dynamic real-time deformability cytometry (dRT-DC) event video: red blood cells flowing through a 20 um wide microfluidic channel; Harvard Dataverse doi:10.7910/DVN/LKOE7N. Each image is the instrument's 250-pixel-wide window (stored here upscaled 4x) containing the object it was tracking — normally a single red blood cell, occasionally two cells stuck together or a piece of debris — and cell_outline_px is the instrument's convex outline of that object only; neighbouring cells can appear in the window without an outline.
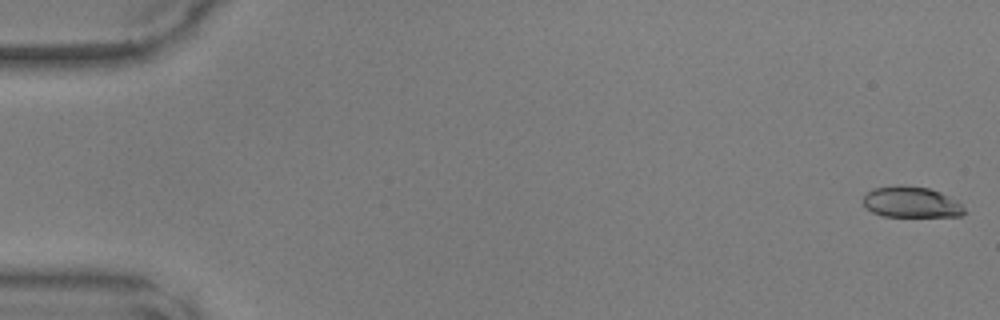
{"species": "common noctule bat (a hibernating species)", "species_latin": "Nyctalus noctula", "temperature_condition": "warm", "stored_images_in_passage": 49, "camera_frame_rate_fps": 3000, "um_per_image_px": 0.085, "animal": {"sex": "male", "body_mass_g": 17.9, "forearm_length_mm": 54.2}, "frame": {"image": 1, "passage_image": 1, "time_ms": 0.0, "image_size_px": [1000, 320], "cell_outline_px": [[968, 212], [960, 216], [884, 216], [872, 212], [864, 208], [864, 196], [872, 188], [900, 184], [928, 188], [940, 192], [960, 204]], "centroid_in_image_um": [77.42, 17.18], "position_along_channel_um": 7.6, "area_um2": 18.21}}
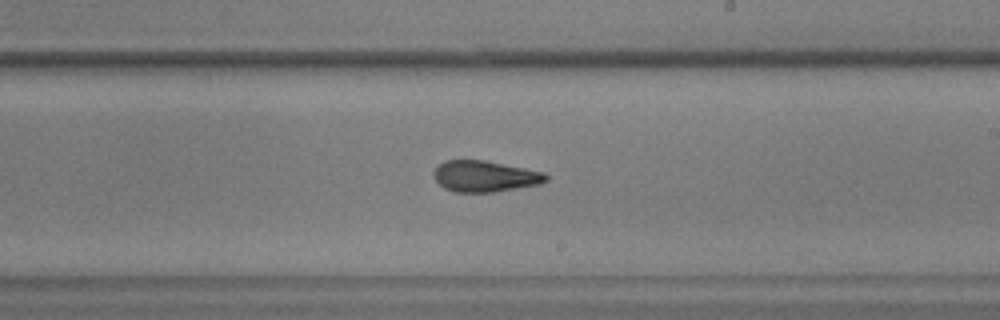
{"frame": {"image": 2, "passage_image": 29, "time_ms": 9.333, "image_size_px": [1000, 320], "cell_outline_px": [[548, 180], [540, 184], [492, 192], [456, 192], [444, 188], [432, 176], [432, 172], [444, 160], [484, 160], [544, 172], [548, 176]], "centroid_in_image_um": [41.2, 14.98], "position_along_channel_um": 247.8, "area_um2": 20.29}}
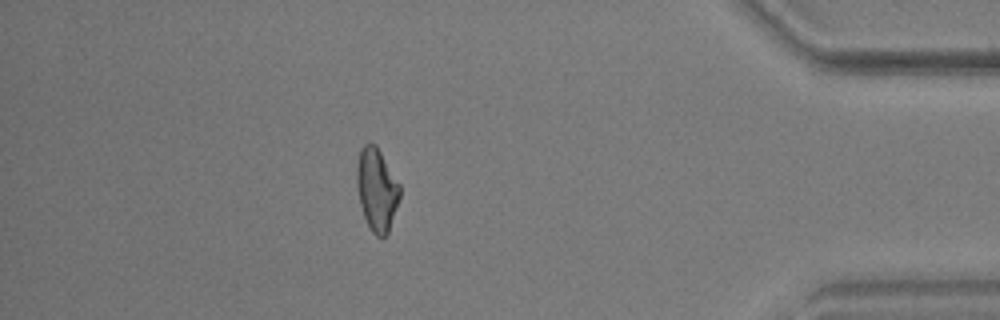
{"frame": {"image": 3, "passage_image": 43, "time_ms": 14.0, "image_size_px": [1000, 320], "cell_outline_px": [[400, 196], [388, 232], [384, 236], [376, 236], [372, 232], [364, 216], [360, 204], [356, 184], [356, 164], [360, 148], [364, 144], [376, 144], [400, 184]], "centroid_in_image_um": [32.01, 16.07], "position_along_channel_um": 403.2, "area_um2": 20.69}}